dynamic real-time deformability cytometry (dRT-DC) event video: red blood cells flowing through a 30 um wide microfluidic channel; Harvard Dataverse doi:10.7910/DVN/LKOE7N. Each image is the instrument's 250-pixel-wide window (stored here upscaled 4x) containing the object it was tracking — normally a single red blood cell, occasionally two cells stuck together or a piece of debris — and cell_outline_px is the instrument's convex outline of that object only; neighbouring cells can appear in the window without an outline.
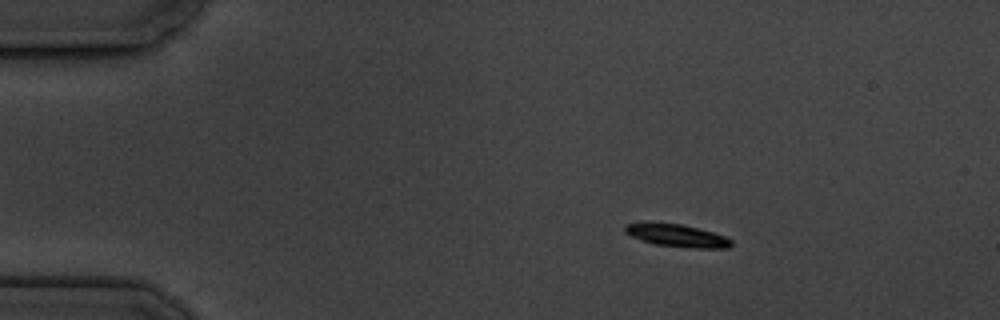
{"species": "common noctule bat (a hibernating species)", "species_latin": "Nyctalus noctula", "temperature_condition": "cold", "stored_images_in_passage": 3, "camera_frame_rate_fps": 3000, "um_per_image_px": 0.085, "animal": {"sex": "male", "body_mass_g": 19.5, "forearm_length_mm": 54.6}, "frame": {"image": 1, "passage_image": 1, "time_ms": 0.0, "image_size_px": [1000, 320], "cell_outline_px": [[732, 244], [728, 248], [696, 248], [656, 244], [632, 236], [624, 232], [624, 228], [628, 224], [640, 220], [648, 220], [680, 224], [712, 232], [724, 236], [732, 240]], "centroid_in_image_um": [57.47, 19.98], "position_along_channel_um": 27.5, "area_um2": 14.1}}